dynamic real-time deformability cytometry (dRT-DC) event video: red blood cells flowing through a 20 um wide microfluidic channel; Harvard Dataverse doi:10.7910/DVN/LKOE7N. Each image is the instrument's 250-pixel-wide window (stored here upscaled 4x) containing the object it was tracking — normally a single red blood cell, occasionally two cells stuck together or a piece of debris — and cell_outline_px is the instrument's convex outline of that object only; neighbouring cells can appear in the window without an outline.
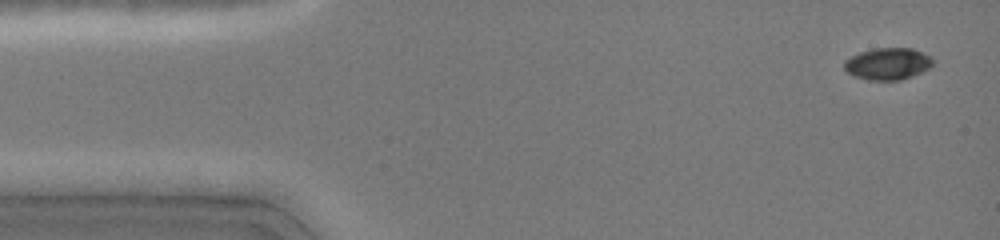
{"species": "common noctule bat (a hibernating species)", "species_latin": "Nyctalus noctula", "temperature_condition": "cold", "stored_images_in_passage": 14, "camera_frame_rate_fps": 3000, "um_per_image_px": 0.085, "animal": {"sex": "female", "body_mass_g": 19.0, "forearm_length_mm": 51.5}, "frame": {"image": 1, "passage_image": 1, "time_ms": 0.0, "image_size_px": [1000, 240], "cell_outline_px": [[932, 64], [928, 68], [912, 76], [900, 80], [868, 80], [856, 76], [848, 72], [844, 68], [844, 60], [860, 52], [876, 48], [912, 48], [932, 56]], "centroid_in_image_um": [75.46, 5.41], "position_along_channel_um": 9.5, "area_um2": 16.3}}
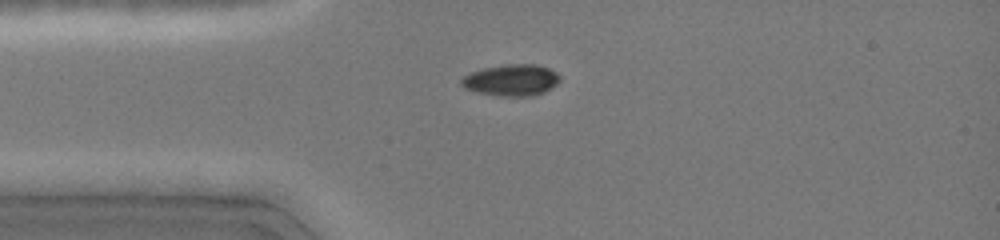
{"frame": {"image": 2, "passage_image": 7, "time_ms": 3.0, "image_size_px": [1000, 240], "cell_outline_px": [[560, 80], [552, 88], [544, 92], [532, 96], [500, 96], [476, 92], [464, 88], [460, 84], [460, 80], [464, 76], [472, 72], [484, 68], [504, 64], [536, 64], [548, 68], [556, 72], [560, 76]], "centroid_in_image_um": [43.47, 6.81], "position_along_channel_um": 41.5, "area_um2": 18.15}}
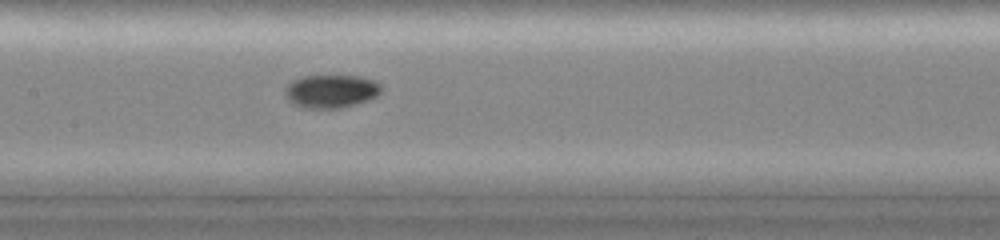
{"frame": {"image": 3, "passage_image": 14, "time_ms": 6.667, "image_size_px": [1000, 240], "cell_outline_px": [[380, 92], [376, 96], [368, 100], [356, 104], [340, 108], [300, 108], [288, 100], [284, 96], [284, 88], [292, 80], [304, 76], [360, 76], [372, 80], [380, 84]], "centroid_in_image_um": [28.08, 7.76], "position_along_channel_um": 179.3, "area_um2": 18.67}}